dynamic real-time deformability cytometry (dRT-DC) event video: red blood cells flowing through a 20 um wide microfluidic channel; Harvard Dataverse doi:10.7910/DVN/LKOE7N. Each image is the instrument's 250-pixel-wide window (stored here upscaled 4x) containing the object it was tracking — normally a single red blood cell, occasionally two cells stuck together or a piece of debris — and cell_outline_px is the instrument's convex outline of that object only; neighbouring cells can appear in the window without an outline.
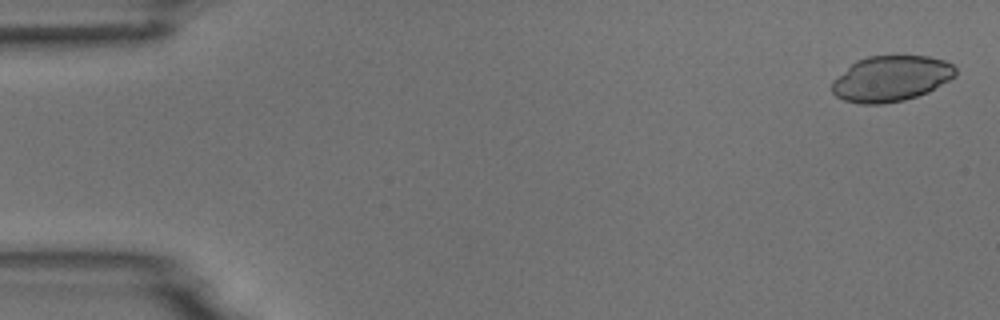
{"species": "common noctule bat (a hibernating species)", "species_latin": "Nyctalus noctula", "temperature_condition": "room temperature", "stored_images_in_passage": 4, "camera_frame_rate_fps": 3000, "um_per_image_px": 0.085, "animal": {"sex": "male", "body_mass_g": 18.8}, "frame": {"image": 1, "passage_image": 1, "time_ms": 0.0, "image_size_px": [1000, 320], "cell_outline_px": [[956, 76], [928, 92], [904, 100], [880, 104], [860, 104], [844, 100], [836, 96], [832, 92], [832, 80], [856, 60], [868, 56], [928, 56], [944, 60], [952, 64], [956, 68]], "centroid_in_image_um": [75.73, 6.68], "position_along_channel_um": 9.3, "area_um2": 32.89}}